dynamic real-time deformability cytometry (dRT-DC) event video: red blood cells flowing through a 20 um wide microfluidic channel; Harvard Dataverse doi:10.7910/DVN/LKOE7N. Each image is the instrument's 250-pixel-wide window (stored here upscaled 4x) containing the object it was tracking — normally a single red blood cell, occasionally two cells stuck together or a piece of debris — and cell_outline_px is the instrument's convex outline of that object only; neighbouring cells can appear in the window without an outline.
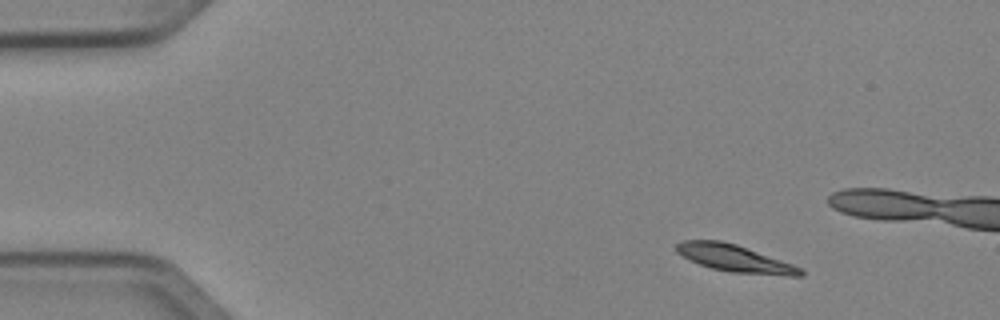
{"species": "Egyptian fruit bat (a non-hibernating species)", "species_latin": "Rousettus aegyptiacus", "temperature_condition": "cold", "stored_images_in_passage": 9, "camera_frame_rate_fps": 3000, "um_per_image_px": 0.085, "animal": {"sex": "female"}, "frame": {"image": 1, "passage_image": 1, "time_ms": 0.0, "image_size_px": [1000, 320], "cell_outline_px": [[804, 276], [788, 276], [732, 272], [712, 268], [688, 260], [676, 252], [676, 244], [684, 240], [720, 240], [736, 244], [792, 264], [800, 268], [804, 272]], "centroid_in_image_um": [62.43, 21.96], "position_along_channel_um": 22.6, "area_um2": 19.42}}